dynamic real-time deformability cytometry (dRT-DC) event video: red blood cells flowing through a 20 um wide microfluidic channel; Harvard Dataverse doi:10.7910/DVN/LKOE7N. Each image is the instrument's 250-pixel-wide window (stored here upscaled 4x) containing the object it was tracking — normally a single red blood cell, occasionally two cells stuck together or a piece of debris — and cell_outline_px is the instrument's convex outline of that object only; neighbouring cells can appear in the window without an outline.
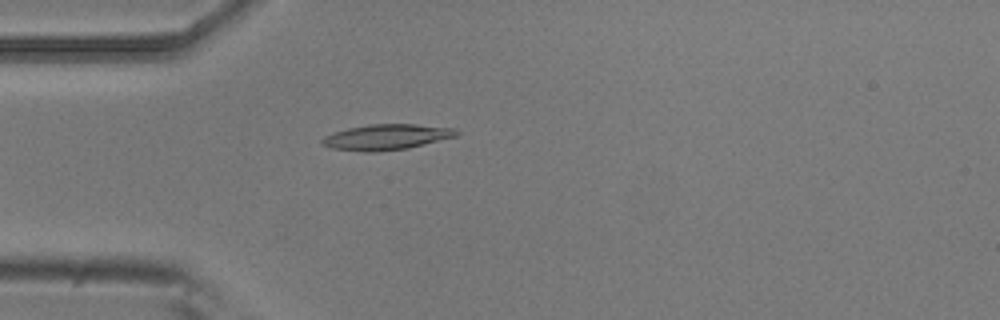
{"species": "common noctule bat (a hibernating species)", "species_latin": "Nyctalus noctula", "temperature_condition": "room temperature", "stored_images_in_passage": 2, "camera_frame_rate_fps": 3000, "um_per_image_px": 0.085, "animal": {"sex": "male", "body_mass_g": 20.5, "forearm_length_mm": 52.5}, "frame": {"image": 1, "passage_image": 2, "time_ms": 0.333, "image_size_px": [1000, 320], "cell_outline_px": [[460, 132], [456, 136], [408, 148], [376, 152], [364, 152], [332, 148], [320, 144], [320, 140], [324, 136], [332, 132], [348, 128], [368, 124], [416, 124], [456, 128]], "centroid_in_image_um": [32.82, 11.64], "position_along_channel_um": 52.2, "area_um2": 20.17}}